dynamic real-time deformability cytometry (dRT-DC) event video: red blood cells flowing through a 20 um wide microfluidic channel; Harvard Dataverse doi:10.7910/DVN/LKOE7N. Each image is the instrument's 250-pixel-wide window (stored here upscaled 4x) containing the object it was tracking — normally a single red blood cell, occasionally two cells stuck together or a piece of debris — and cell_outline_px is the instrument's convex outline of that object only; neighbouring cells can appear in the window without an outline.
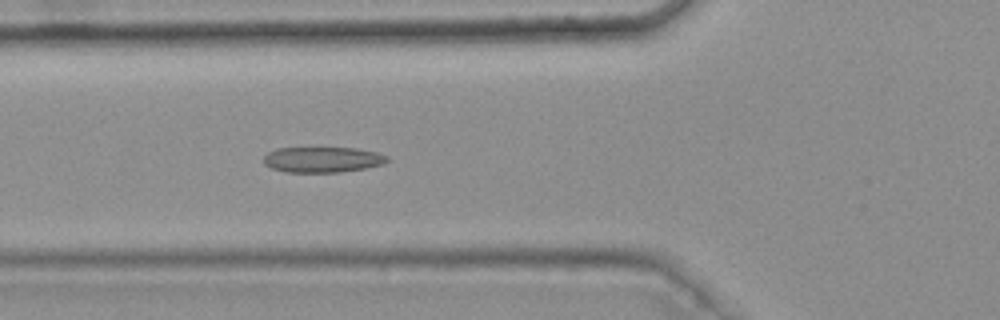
{"species": "common noctule bat (a hibernating species)", "species_latin": "Nyctalus noctula", "temperature_condition": "warm", "stored_images_in_passage": 43, "camera_frame_rate_fps": 3000, "um_per_image_px": 0.085, "animal": {"sex": "female", "body_mass_g": 25.1}, "frame": {"image": 1, "passage_image": 19, "time_ms": 6.0, "image_size_px": [1000, 320], "cell_outline_px": [[388, 160], [384, 164], [364, 168], [340, 172], [288, 172], [272, 168], [264, 164], [264, 156], [268, 152], [276, 148], [356, 148], [376, 152], [388, 156]], "centroid_in_image_um": [27.41, 13.56], "position_along_channel_um": 98.4, "area_um2": 18.32}}
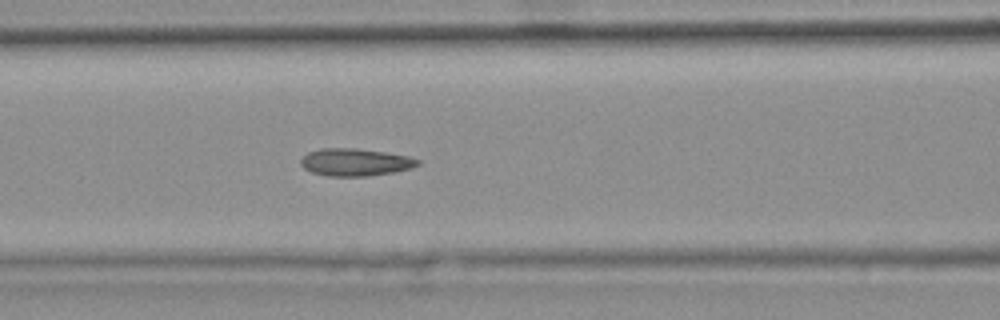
{"frame": {"image": 2, "passage_image": 22, "time_ms": 7.0, "image_size_px": [1000, 320], "cell_outline_px": [[420, 164], [412, 168], [392, 172], [368, 176], [328, 176], [312, 172], [304, 168], [300, 164], [300, 160], [308, 152], [320, 148], [356, 148], [384, 152], [408, 156], [420, 160]], "centroid_in_image_um": [30.19, 13.78], "position_along_channel_um": 136.4, "area_um2": 18.67}}
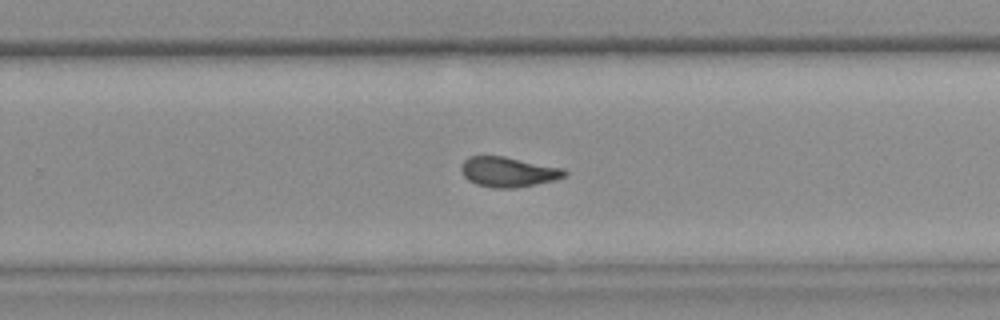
{"frame": {"image": 3, "passage_image": 34, "time_ms": 11.0, "image_size_px": [1000, 320], "cell_outline_px": [[568, 176], [556, 180], [516, 188], [496, 188], [476, 184], [468, 180], [464, 176], [460, 168], [460, 164], [468, 156], [504, 156], [564, 168], [568, 172]], "centroid_in_image_um": [43.22, 14.61], "position_along_channel_um": 286.6, "area_um2": 18.32}, "authors_computed_cell_mechanics": {"area_um2": 18.5538, "velocity_mm_per_s": 3.7643, "shape_relaxation_time_tau1_ms": null, "shape_relaxation_time_tau2_ms": 2.062, "deformation_change_tau1": null, "deformation_change_tau2": 0.0982}}